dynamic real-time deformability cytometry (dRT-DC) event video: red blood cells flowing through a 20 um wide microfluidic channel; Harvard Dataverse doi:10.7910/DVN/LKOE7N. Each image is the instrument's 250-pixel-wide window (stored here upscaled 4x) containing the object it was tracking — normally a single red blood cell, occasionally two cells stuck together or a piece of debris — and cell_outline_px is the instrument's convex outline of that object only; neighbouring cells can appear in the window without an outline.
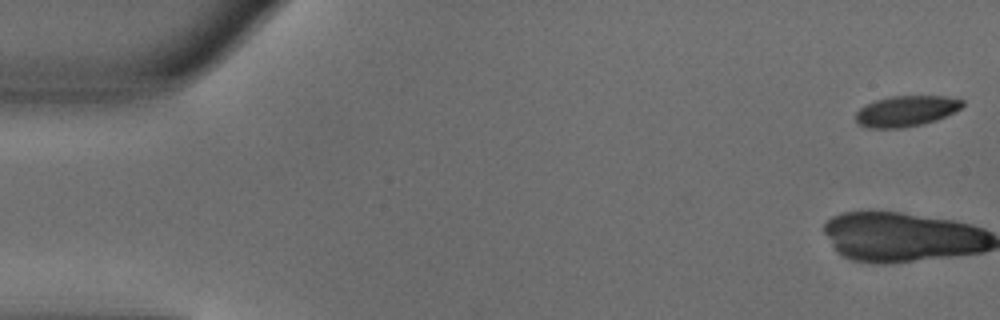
{"species": "common noctule bat (a hibernating species)", "species_latin": "Nyctalus noctula", "temperature_condition": "warm", "stored_images_in_passage": 14, "camera_frame_rate_fps": 3000, "um_per_image_px": 0.085, "animal": {"sex": "male", "body_mass_g": 18.8}, "frame": {"image": 1, "passage_image": 1, "time_ms": 0.0, "image_size_px": [1000, 320], "cell_outline_px": [[964, 104], [960, 108], [936, 120], [924, 124], [904, 128], [868, 128], [856, 124], [856, 112], [860, 108], [876, 100], [892, 96], [944, 96], [964, 100]], "centroid_in_image_um": [77.0, 9.45], "position_along_channel_um": 8.0, "area_um2": 19.07}}